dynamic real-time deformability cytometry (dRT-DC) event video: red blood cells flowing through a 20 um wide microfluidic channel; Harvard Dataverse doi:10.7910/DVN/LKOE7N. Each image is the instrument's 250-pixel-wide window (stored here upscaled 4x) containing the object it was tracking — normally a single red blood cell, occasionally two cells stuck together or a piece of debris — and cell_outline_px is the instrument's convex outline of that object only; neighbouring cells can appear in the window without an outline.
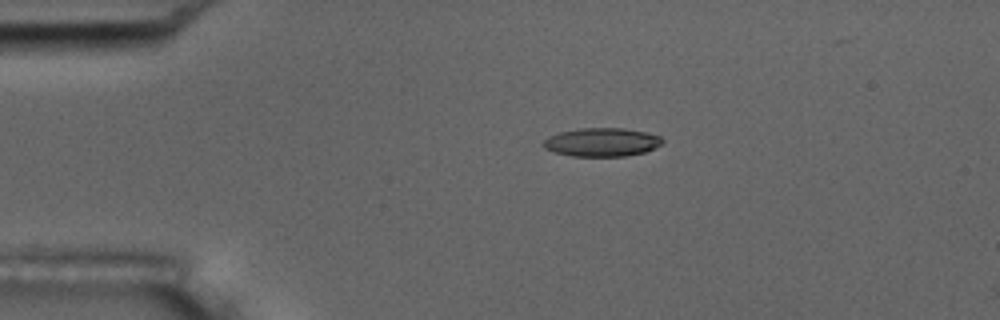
{"species": "common noctule bat (a hibernating species)", "species_latin": "Nyctalus noctula", "temperature_condition": "room temperature", "stored_images_in_passage": 39, "camera_frame_rate_fps": 3000, "um_per_image_px": 0.085, "animal": {"sex": "male", "body_mass_g": 17.5, "forearm_length_mm": 52.3}, "frame": {"image": 1, "passage_image": 1, "time_ms": 0.0, "image_size_px": [1000, 320], "cell_outline_px": [[664, 140], [660, 144], [644, 152], [624, 156], [572, 156], [556, 152], [544, 148], [540, 144], [548, 136], [560, 132], [580, 128], [624, 128], [644, 132], [660, 136]], "centroid_in_image_um": [51.11, 12.08], "position_along_channel_um": 33.9, "area_um2": 19.65}}
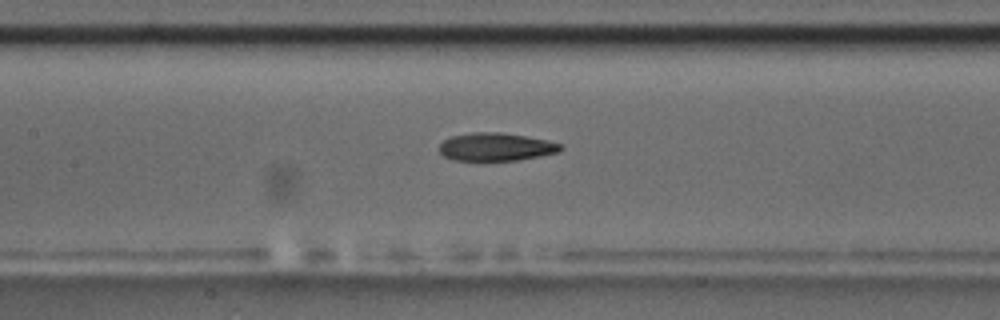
{"frame": {"image": 2, "passage_image": 15, "time_ms": 4.667, "image_size_px": [1000, 320], "cell_outline_px": [[564, 148], [560, 152], [540, 156], [516, 160], [456, 160], [444, 156], [440, 152], [440, 144], [444, 140], [452, 136], [472, 132], [500, 132], [548, 140], [564, 144]], "centroid_in_image_um": [42.21, 12.48], "position_along_channel_um": 165.2, "area_um2": 19.77}}
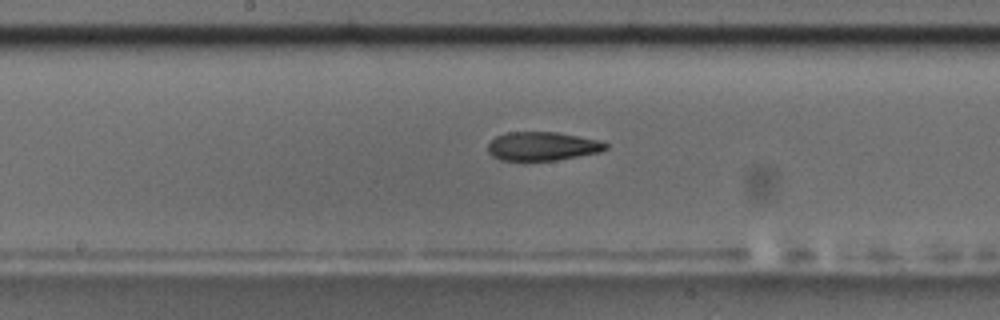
{"frame": {"image": 3, "passage_image": 18, "time_ms": 5.667, "image_size_px": [1000, 320], "cell_outline_px": [[608, 148], [600, 152], [556, 160], [500, 160], [492, 156], [488, 152], [488, 144], [496, 136], [508, 132], [556, 132], [600, 140], [608, 144]], "centroid_in_image_um": [46.11, 12.42], "position_along_channel_um": 202.1, "area_um2": 19.65}}